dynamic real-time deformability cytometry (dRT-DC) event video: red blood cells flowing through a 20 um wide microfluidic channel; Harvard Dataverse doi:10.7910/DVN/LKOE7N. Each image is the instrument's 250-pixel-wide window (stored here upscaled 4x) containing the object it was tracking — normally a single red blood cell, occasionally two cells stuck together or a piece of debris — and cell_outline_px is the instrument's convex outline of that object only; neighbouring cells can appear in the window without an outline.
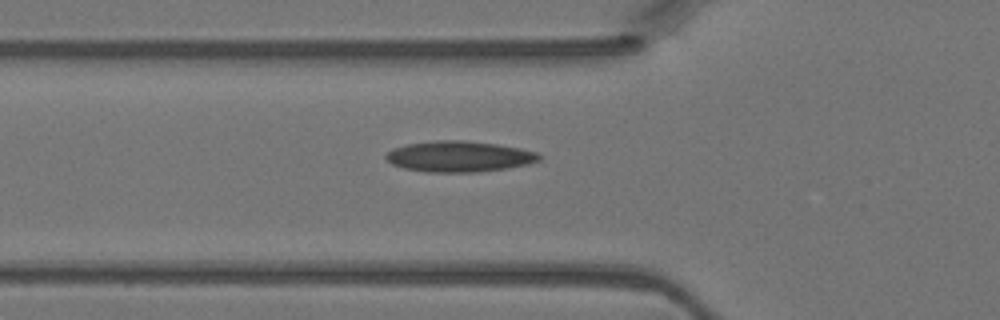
{"species": "Egyptian fruit bat (a non-hibernating species)", "species_latin": "Rousettus aegyptiacus", "temperature_condition": "warm", "stored_images_in_passage": 3, "segment_of_instrument_passage": [2, 2], "camera_frame_rate_fps": 3000, "um_per_image_px": 0.085, "animal": {"sex": "female"}, "frame": {"image": 1, "passage_image": 3, "time_ms": 0.667, "image_size_px": [1000, 320], "cell_outline_px": [[544, 156], [540, 160], [528, 164], [508, 168], [480, 172], [428, 172], [404, 168], [392, 164], [384, 156], [392, 148], [408, 144], [436, 140], [464, 140], [496, 144], [520, 148], [536, 152]], "centroid_in_image_um": [39.06, 13.3], "position_along_channel_um": 86.7, "area_um2": 27.63}}